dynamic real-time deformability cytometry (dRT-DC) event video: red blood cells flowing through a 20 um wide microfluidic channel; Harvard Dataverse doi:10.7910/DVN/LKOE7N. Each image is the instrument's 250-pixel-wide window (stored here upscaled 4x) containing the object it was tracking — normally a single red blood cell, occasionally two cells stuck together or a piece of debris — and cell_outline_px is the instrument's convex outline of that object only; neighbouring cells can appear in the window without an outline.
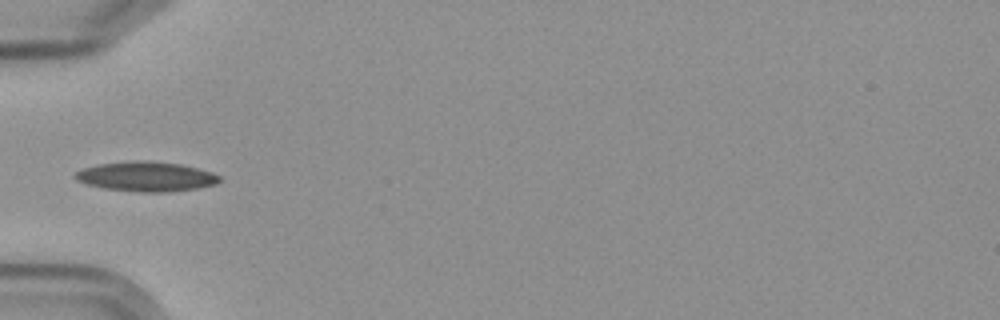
{"species": "Egyptian fruit bat (a non-hibernating species)", "species_latin": "Rousettus aegyptiacus", "temperature_condition": "cold", "stored_images_in_passage": 6, "camera_frame_rate_fps": 3000, "um_per_image_px": 0.085, "frame": {"image": 1, "passage_image": 6, "time_ms": 5.667, "image_size_px": [1000, 320], "cell_outline_px": [[220, 180], [216, 184], [196, 188], [168, 192], [136, 192], [104, 188], [88, 184], [76, 180], [72, 176], [76, 172], [84, 168], [100, 164], [136, 160], [148, 160], [180, 164], [212, 172], [220, 176]], "centroid_in_image_um": [12.42, 15.0], "position_along_channel_um": 72.6, "area_um2": 24.91}}